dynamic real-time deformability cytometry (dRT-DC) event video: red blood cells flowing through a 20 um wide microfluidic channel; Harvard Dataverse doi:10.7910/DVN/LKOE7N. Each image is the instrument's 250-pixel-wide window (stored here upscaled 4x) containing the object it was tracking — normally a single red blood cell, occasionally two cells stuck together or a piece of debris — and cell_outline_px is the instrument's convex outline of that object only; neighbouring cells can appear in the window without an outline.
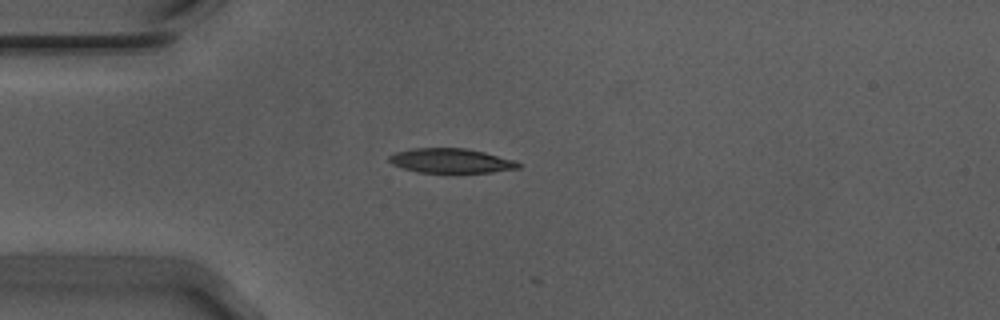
{"species": "Egyptian fruit bat (a non-hibernating species)", "species_latin": "Rousettus aegyptiacus", "temperature_condition": "warm", "stored_images_in_passage": 6, "camera_frame_rate_fps": 3000, "um_per_image_px": 0.085, "animal": {"sex": "male"}, "frame": {"image": 1, "passage_image": 1, "time_ms": 0.0, "image_size_px": [1000, 320], "cell_outline_px": [[520, 168], [492, 172], [456, 176], [448, 176], [416, 172], [392, 164], [388, 160], [388, 156], [396, 152], [412, 148], [464, 148], [484, 152], [512, 160], [520, 164]], "centroid_in_image_um": [38.3, 13.73], "position_along_channel_um": 46.7, "area_um2": 19.42}}
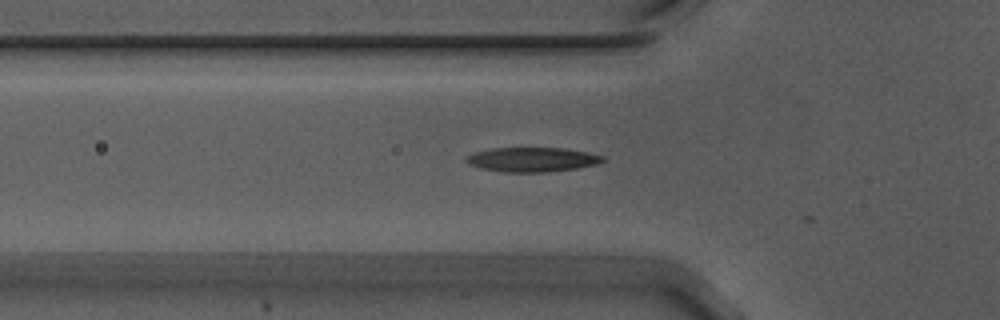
{"frame": {"image": 2, "passage_image": 5, "time_ms": 1.333, "image_size_px": [1000, 320], "cell_outline_px": [[608, 160], [596, 164], [576, 168], [548, 172], [504, 172], [480, 168], [468, 164], [464, 160], [468, 156], [476, 152], [492, 148], [560, 148], [588, 152], [604, 156]], "centroid_in_image_um": [45.26, 13.56], "position_along_channel_um": 80.5, "area_um2": 19.42}}